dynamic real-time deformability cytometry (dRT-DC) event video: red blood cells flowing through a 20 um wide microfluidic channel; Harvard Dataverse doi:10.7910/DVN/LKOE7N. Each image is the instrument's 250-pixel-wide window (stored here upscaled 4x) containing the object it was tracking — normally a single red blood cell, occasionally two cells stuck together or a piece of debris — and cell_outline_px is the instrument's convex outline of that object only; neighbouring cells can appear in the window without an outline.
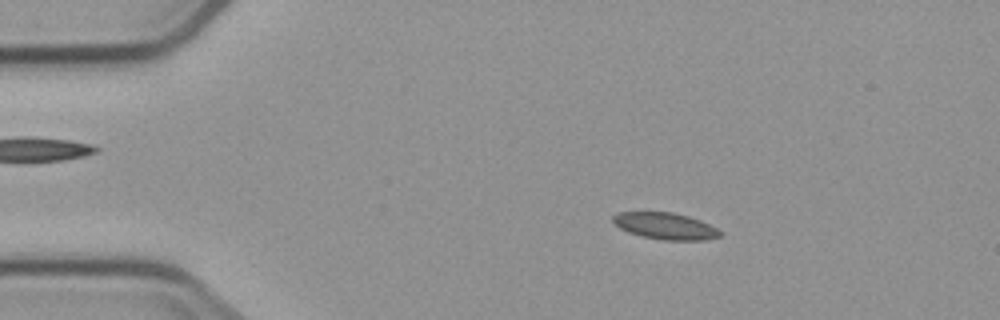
{"species": "common noctule bat (a hibernating species)", "species_latin": "Nyctalus noctula", "temperature_condition": "cold", "stored_images_in_passage": 4, "camera_frame_rate_fps": 3000, "um_per_image_px": 0.085, "animal": {"sex": "male", "body_mass_g": 23.1, "forearm_length_mm": 52.7}, "frame": {"image": 1, "passage_image": 2, "time_ms": 1.0, "image_size_px": [1000, 320], "cell_outline_px": [[724, 232], [720, 236], [704, 240], [664, 240], [640, 236], [628, 232], [620, 228], [612, 220], [612, 216], [620, 212], [672, 212], [688, 216], [700, 220]], "centroid_in_image_um": [56.56, 19.21], "position_along_channel_um": 28.4, "area_um2": 16.59}}
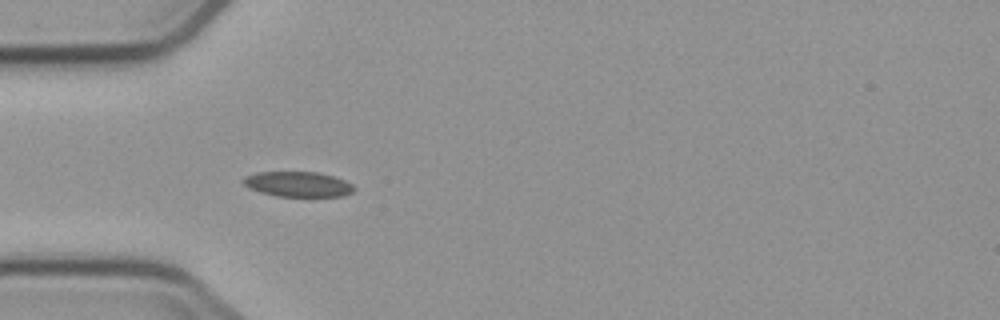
{"frame": {"image": 2, "passage_image": 4, "time_ms": 3.333, "image_size_px": [1000, 320], "cell_outline_px": [[356, 188], [352, 192], [344, 196], [276, 196], [260, 192], [248, 188], [240, 180], [244, 176], [256, 172], [316, 172], [332, 176], [344, 180], [352, 184]], "centroid_in_image_um": [25.29, 15.65], "position_along_channel_um": 59.7, "area_um2": 16.3}}